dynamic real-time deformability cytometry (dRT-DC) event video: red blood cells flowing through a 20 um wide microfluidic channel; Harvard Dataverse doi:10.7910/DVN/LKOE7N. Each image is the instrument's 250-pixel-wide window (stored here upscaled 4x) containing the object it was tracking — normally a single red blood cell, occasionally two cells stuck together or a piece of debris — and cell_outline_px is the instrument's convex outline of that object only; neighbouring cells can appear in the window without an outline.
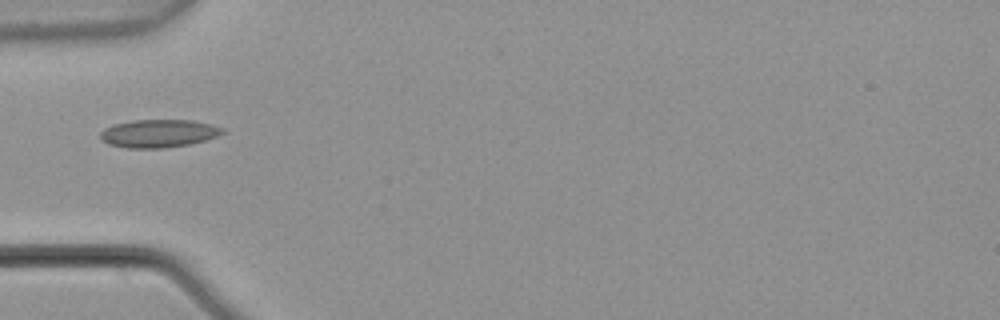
{"species": "common noctule bat (a hibernating species)", "species_latin": "Nyctalus noctula", "temperature_condition": "warm", "stored_images_in_passage": 3, "camera_frame_rate_fps": 3000, "um_per_image_px": 0.085, "animal": {"sex": "male", "body_mass_g": 21.5, "forearm_length_mm": 52.0}, "frame": {"image": 1, "passage_image": 3, "time_ms": 0.667, "image_size_px": [1000, 320], "cell_outline_px": [[224, 132], [216, 136], [204, 140], [188, 144], [164, 148], [128, 148], [108, 144], [100, 140], [100, 132], [104, 128], [112, 124], [136, 120], [192, 120], [212, 124], [224, 128]], "centroid_in_image_um": [13.44, 11.34], "position_along_channel_um": 71.6, "area_um2": 19.94}}